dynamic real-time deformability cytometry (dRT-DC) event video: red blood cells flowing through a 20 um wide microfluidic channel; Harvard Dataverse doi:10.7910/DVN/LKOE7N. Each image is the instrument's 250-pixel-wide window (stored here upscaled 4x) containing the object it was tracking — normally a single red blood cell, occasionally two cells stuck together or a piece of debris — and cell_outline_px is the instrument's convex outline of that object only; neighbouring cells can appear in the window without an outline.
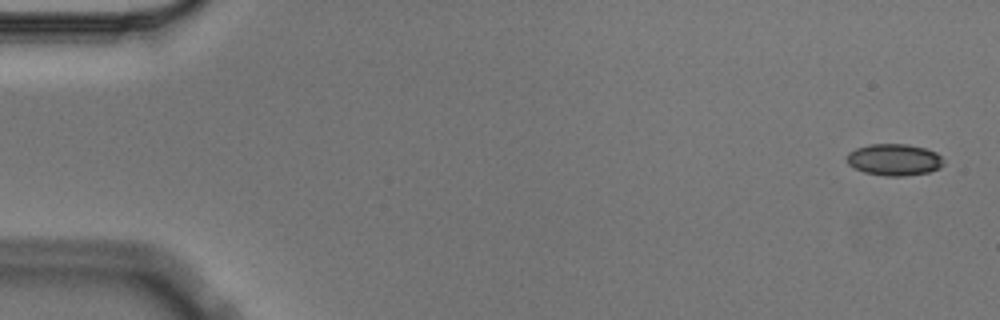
{"species": "Egyptian fruit bat (a non-hibernating species)", "species_latin": "Rousettus aegyptiacus", "temperature_condition": "cold", "stored_images_in_passage": 5, "camera_frame_rate_fps": 3000, "um_per_image_px": 0.085, "animal": {"sex": "male"}, "frame": {"image": 1, "passage_image": 1, "time_ms": 0.0, "image_size_px": [1000, 320], "cell_outline_px": [[944, 164], [940, 168], [928, 172], [904, 176], [888, 176], [864, 172], [848, 164], [848, 152], [856, 148], [872, 144], [908, 144], [924, 148], [936, 152], [944, 160]], "centroid_in_image_um": [76.04, 13.57], "position_along_channel_um": 9.0, "area_um2": 17.74}}
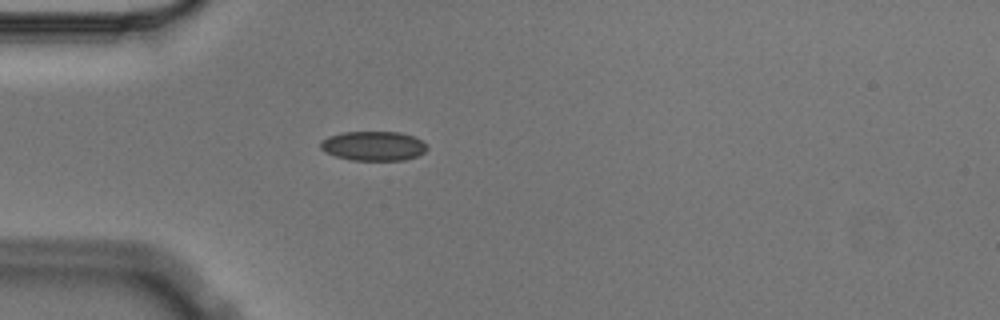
{"frame": {"image": 2, "passage_image": 5, "time_ms": 1.333, "image_size_px": [1000, 320], "cell_outline_px": [[428, 148], [424, 152], [416, 156], [404, 160], [352, 160], [336, 156], [324, 152], [320, 148], [320, 140], [328, 136], [340, 132], [400, 132], [412, 136], [428, 144]], "centroid_in_image_um": [31.71, 12.4], "position_along_channel_um": 53.3, "area_um2": 18.38}}